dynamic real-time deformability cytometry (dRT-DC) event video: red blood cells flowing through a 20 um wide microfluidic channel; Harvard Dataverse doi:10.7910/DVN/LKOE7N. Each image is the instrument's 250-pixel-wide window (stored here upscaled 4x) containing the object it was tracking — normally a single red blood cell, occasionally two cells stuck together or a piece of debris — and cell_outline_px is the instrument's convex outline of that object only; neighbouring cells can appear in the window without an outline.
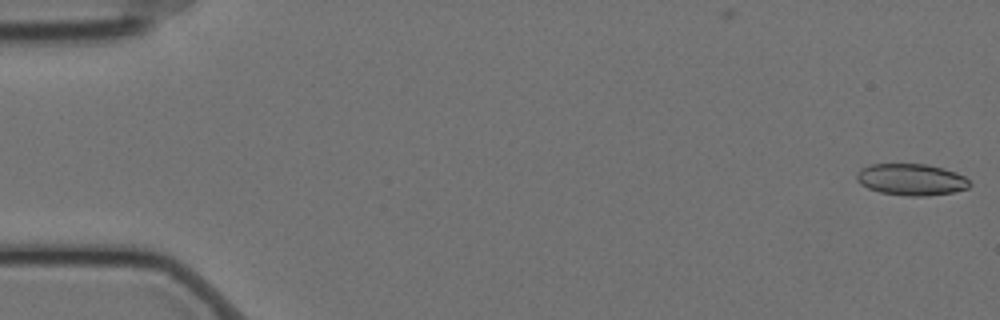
{"species": "Egyptian fruit bat (a non-hibernating species)", "species_latin": "Rousettus aegyptiacus", "temperature_condition": "cold", "stored_images_in_passage": 16, "camera_frame_rate_fps": 3000, "um_per_image_px": 0.085, "animal": {"sex": "female"}, "frame": {"image": 1, "passage_image": 1, "time_ms": 0.0, "image_size_px": [1000, 320], "cell_outline_px": [[972, 184], [968, 188], [952, 192], [928, 196], [904, 196], [880, 192], [868, 188], [860, 184], [856, 180], [856, 172], [860, 168], [872, 164], [928, 164], [944, 168], [956, 172], [964, 176]], "centroid_in_image_um": [77.45, 15.26], "position_along_channel_um": 7.6, "area_um2": 21.04}}
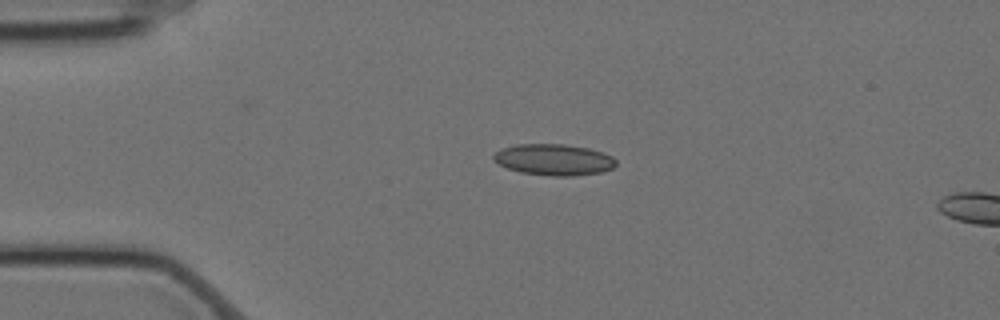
{"frame": {"image": 2, "passage_image": 13, "time_ms": 4.0, "image_size_px": [1000, 320], "cell_outline_px": [[616, 164], [612, 168], [600, 172], [572, 176], [552, 176], [520, 172], [508, 168], [492, 160], [492, 156], [500, 148], [516, 144], [564, 144], [588, 148], [612, 156], [616, 160]], "centroid_in_image_um": [47.04, 13.56], "position_along_channel_um": 38.0, "area_um2": 22.25}}